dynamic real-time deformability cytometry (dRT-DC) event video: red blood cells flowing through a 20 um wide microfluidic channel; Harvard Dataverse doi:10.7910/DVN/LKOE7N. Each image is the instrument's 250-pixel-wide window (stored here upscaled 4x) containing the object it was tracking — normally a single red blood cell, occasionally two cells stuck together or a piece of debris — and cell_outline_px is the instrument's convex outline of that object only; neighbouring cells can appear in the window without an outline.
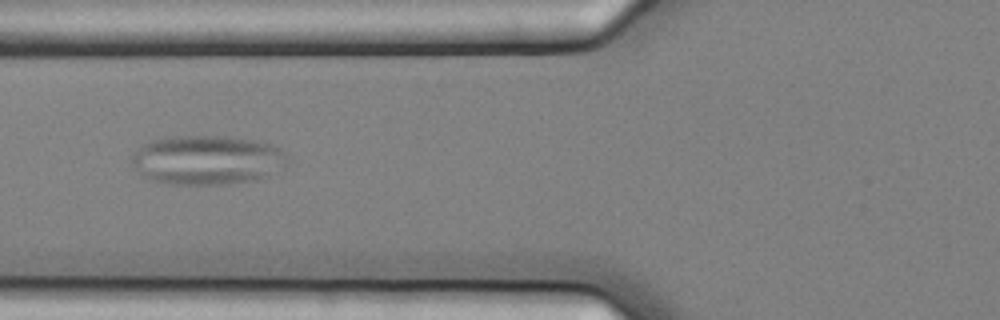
{"species": "common noctule bat (a hibernating species)", "species_latin": "Nyctalus noctula", "temperature_condition": "cold", "stored_images_in_passage": 11, "camera_frame_rate_fps": 3000, "um_per_image_px": 0.085, "animal": {"sex": "female", "body_mass_g": 25.1}, "frame": {"image": 1, "passage_image": 2, "time_ms": 0.333, "image_size_px": [1000, 320], "cell_outline_px": [[288, 164], [256, 180], [232, 184], [168, 184], [152, 180], [144, 176], [132, 164], [132, 156], [144, 144], [152, 140], [168, 136], [228, 136], [252, 140], [272, 144], [280, 148], [288, 156]], "centroid_in_image_um": [17.63, 13.59], "position_along_channel_um": 108.2, "area_um2": 44.68}}
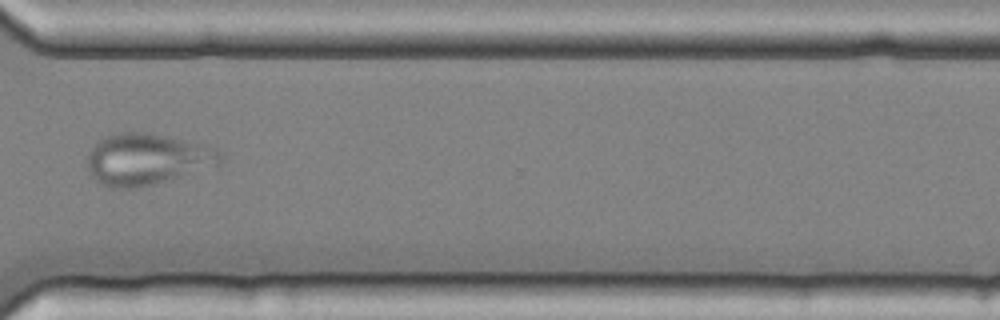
{"frame": {"image": 2, "passage_image": 8, "time_ms": 2.333, "image_size_px": [1000, 320], "cell_outline_px": [[224, 160], [220, 168], [136, 188], [112, 188], [100, 184], [88, 172], [88, 152], [100, 136], [112, 132], [148, 132], [168, 136], [204, 144], [216, 148], [224, 152]], "centroid_in_image_um": [12.59, 13.53], "position_along_channel_um": 358.0, "area_um2": 41.38}}
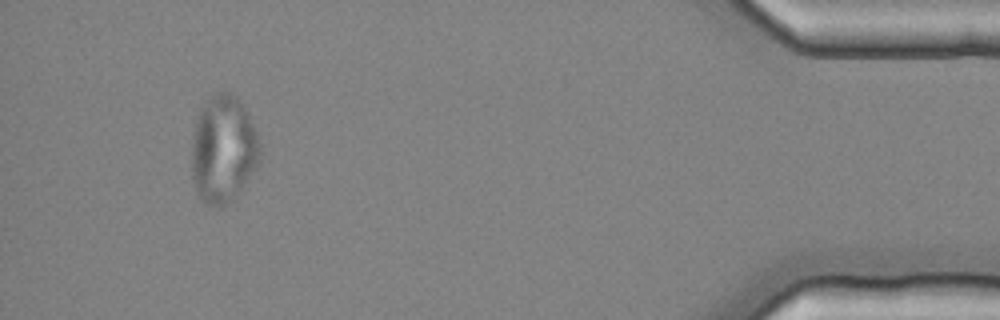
{"frame": {"image": 3, "passage_image": 10, "time_ms": 3.0, "image_size_px": [1000, 320], "cell_outline_px": [[260, 164], [240, 188], [220, 208], [212, 208], [204, 204], [200, 200], [196, 192], [192, 176], [192, 140], [196, 120], [200, 108], [216, 92], [228, 92], [236, 96], [244, 108], [256, 132], [260, 144]], "centroid_in_image_um": [18.95, 12.71], "position_along_channel_um": 416.2, "area_um2": 42.48}}